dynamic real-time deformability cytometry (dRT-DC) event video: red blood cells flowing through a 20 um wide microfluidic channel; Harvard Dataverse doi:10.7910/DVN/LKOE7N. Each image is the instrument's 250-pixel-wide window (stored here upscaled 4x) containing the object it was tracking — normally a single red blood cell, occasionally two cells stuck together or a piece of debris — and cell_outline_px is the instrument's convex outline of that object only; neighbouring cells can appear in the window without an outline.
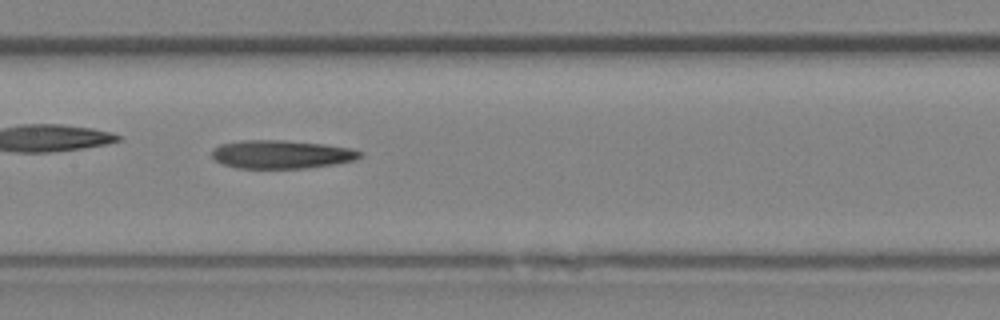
{"species": "Egyptian fruit bat (a non-hibernating species)", "species_latin": "Rousettus aegyptiacus", "temperature_condition": "room temperature", "stored_images_in_passage": 18, "camera_frame_rate_fps": 3000, "um_per_image_px": 0.085, "animal": {"sex": "female"}, "frame": {"image": 1, "passage_image": 16, "time_ms": 5.0, "image_size_px": [1000, 320], "cell_outline_px": [[364, 156], [356, 160], [336, 164], [304, 168], [236, 168], [220, 164], [212, 156], [212, 148], [220, 144], [240, 140], [284, 140], [324, 144], [352, 148], [364, 152]], "centroid_in_image_um": [23.95, 13.12], "position_along_channel_um": 183.5, "area_um2": 24.85}}